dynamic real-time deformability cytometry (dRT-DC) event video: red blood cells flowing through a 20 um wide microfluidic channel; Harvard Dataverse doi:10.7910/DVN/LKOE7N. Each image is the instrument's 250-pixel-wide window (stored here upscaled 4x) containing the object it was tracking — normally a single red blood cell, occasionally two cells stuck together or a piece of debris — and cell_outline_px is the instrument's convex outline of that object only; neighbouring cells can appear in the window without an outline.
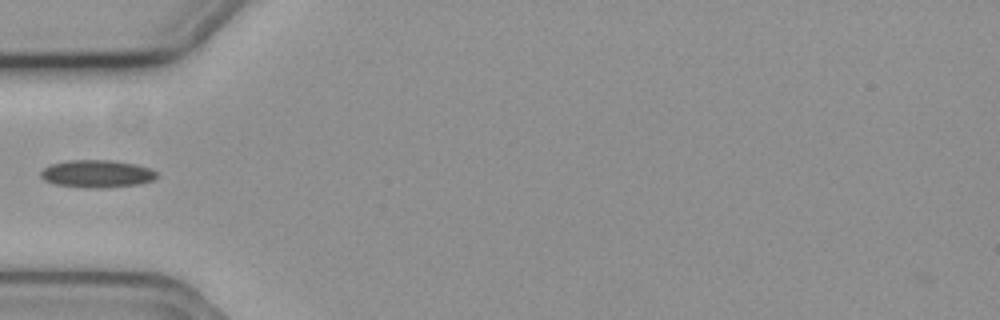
{"species": "common noctule bat (a hibernating species)", "species_latin": "Nyctalus noctula", "temperature_condition": "cold", "stored_images_in_passage": 38, "camera_frame_rate_fps": 3000, "um_per_image_px": 0.085, "animal": {"sex": "female", "body_mass_g": 19.3, "forearm_length_mm": 54.1}, "frame": {"image": 1, "passage_image": 1, "time_ms": 0.0, "image_size_px": [1000, 320], "cell_outline_px": [[156, 176], [152, 180], [136, 184], [56, 184], [44, 180], [40, 176], [40, 172], [44, 168], [52, 164], [68, 160], [112, 160], [136, 164], [148, 168], [156, 172]], "centroid_in_image_um": [8.21, 14.68], "position_along_channel_um": 76.8, "area_um2": 17.05}}
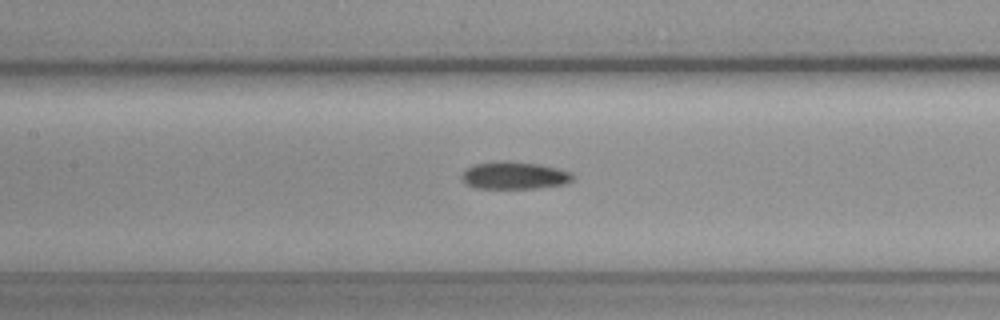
{"frame": {"image": 2, "passage_image": 8, "time_ms": 2.333, "image_size_px": [1000, 320], "cell_outline_px": [[572, 180], [564, 184], [536, 188], [476, 188], [468, 184], [460, 176], [472, 164], [504, 160], [508, 160], [540, 164], [560, 168], [572, 172]], "centroid_in_image_um": [43.74, 14.89], "position_along_channel_um": 163.7, "area_um2": 17.8}}
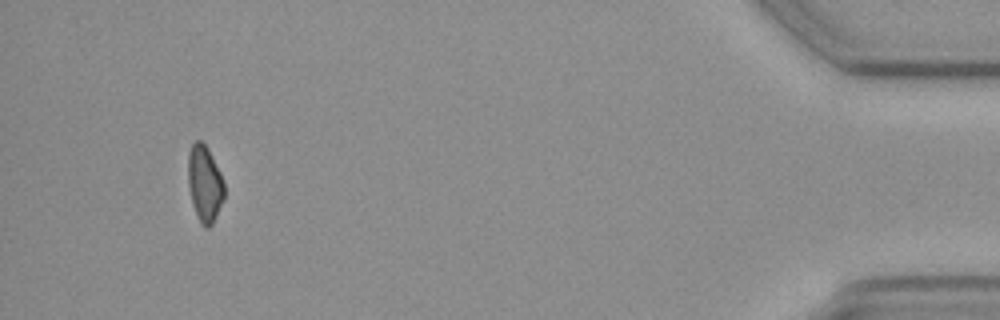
{"frame": {"image": 3, "passage_image": 35, "time_ms": 11.333, "image_size_px": [1000, 320], "cell_outline_px": [[224, 200], [212, 224], [208, 228], [204, 228], [200, 224], [192, 204], [188, 184], [188, 152], [192, 144], [196, 140], [200, 140], [208, 148], [224, 180]], "centroid_in_image_um": [17.4, 15.63], "position_along_channel_um": 417.8, "area_um2": 16.3}}